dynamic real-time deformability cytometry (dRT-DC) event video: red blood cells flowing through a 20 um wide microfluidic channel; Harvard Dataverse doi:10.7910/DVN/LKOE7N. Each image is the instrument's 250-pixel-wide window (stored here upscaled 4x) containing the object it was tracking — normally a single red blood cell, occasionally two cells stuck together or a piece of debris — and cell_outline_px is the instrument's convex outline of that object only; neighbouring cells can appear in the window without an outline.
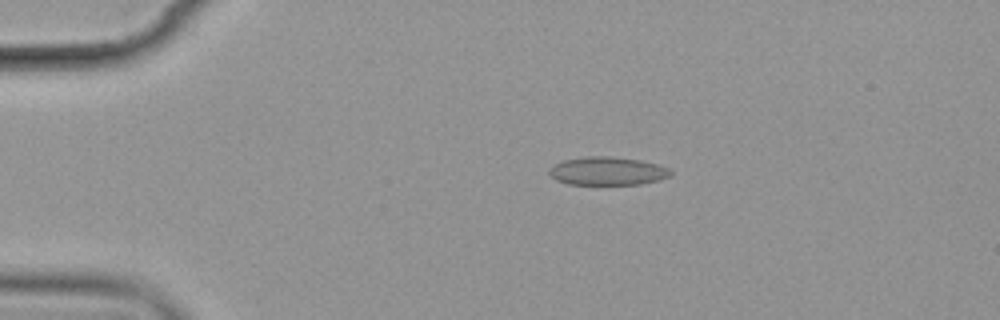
{"species": "common noctule bat (a hibernating species)", "species_latin": "Nyctalus noctula", "temperature_condition": "cold", "stored_images_in_passage": 10, "camera_frame_rate_fps": 3000, "um_per_image_px": 0.085, "animal": {"sex": "female", "body_mass_g": 19.9}, "frame": {"image": 1, "passage_image": 3, "time_ms": 2.333, "image_size_px": [1000, 320], "cell_outline_px": [[672, 176], [660, 180], [640, 184], [568, 184], [556, 180], [548, 176], [548, 168], [552, 164], [564, 160], [588, 156], [612, 156], [640, 160], [656, 164], [668, 168], [672, 172]], "centroid_in_image_um": [51.6, 14.54], "position_along_channel_um": 33.4, "area_um2": 20.23}}
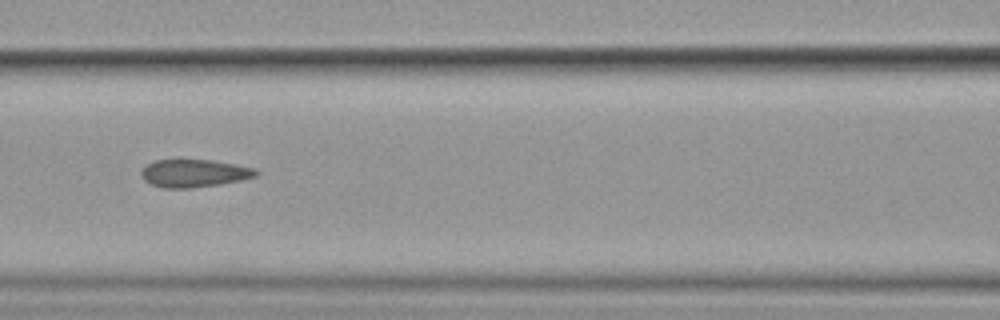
{"frame": {"image": 2, "passage_image": 7, "time_ms": 7.0, "image_size_px": [1000, 320], "cell_outline_px": [[260, 172], [256, 176], [240, 180], [220, 184], [188, 188], [164, 188], [152, 184], [144, 180], [140, 176], [140, 172], [148, 164], [156, 160], [212, 160], [236, 164], [256, 168]], "centroid_in_image_um": [16.52, 14.72], "position_along_channel_um": 150.1, "area_um2": 18.5}}
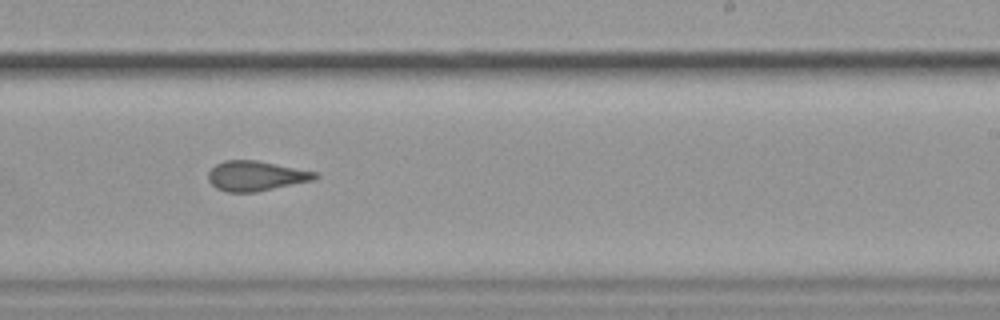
{"frame": {"image": 3, "passage_image": 10, "time_ms": 10.333, "image_size_px": [1000, 320], "cell_outline_px": [[320, 176], [312, 180], [256, 192], [224, 192], [216, 188], [208, 180], [208, 172], [216, 164], [224, 160], [256, 160], [316, 172]], "centroid_in_image_um": [21.71, 14.95], "position_along_channel_um": 267.3, "area_um2": 18.5}}